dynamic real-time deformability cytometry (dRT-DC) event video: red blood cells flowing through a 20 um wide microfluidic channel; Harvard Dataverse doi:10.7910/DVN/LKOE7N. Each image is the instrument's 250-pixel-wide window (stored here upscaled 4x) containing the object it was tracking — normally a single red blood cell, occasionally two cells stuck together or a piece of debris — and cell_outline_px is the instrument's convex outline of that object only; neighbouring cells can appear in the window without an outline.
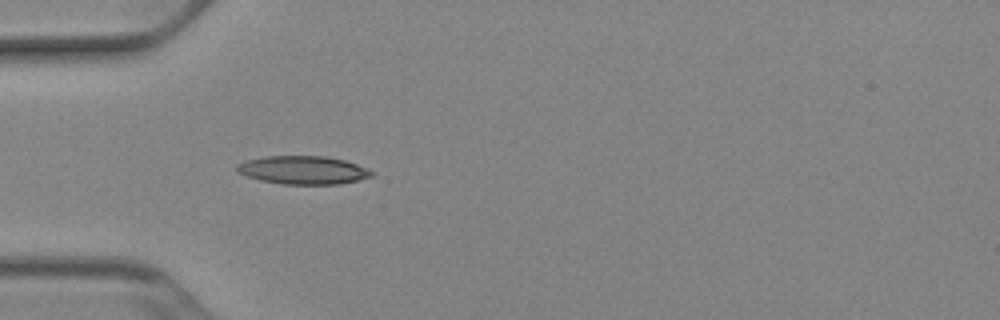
{"species": "Egyptian fruit bat (a non-hibernating species)", "species_latin": "Rousettus aegyptiacus", "temperature_condition": "cold", "stored_images_in_passage": 14, "camera_frame_rate_fps": 3000, "um_per_image_px": 0.085, "animal": {"sex": "female"}, "frame": {"image": 1, "passage_image": 5, "time_ms": 1.333, "image_size_px": [1000, 320], "cell_outline_px": [[376, 172], [372, 176], [340, 184], [280, 184], [260, 180], [236, 172], [236, 164], [244, 160], [264, 156], [324, 156], [344, 160], [356, 164]], "centroid_in_image_um": [25.72, 14.45], "position_along_channel_um": 59.3, "area_um2": 22.25}}
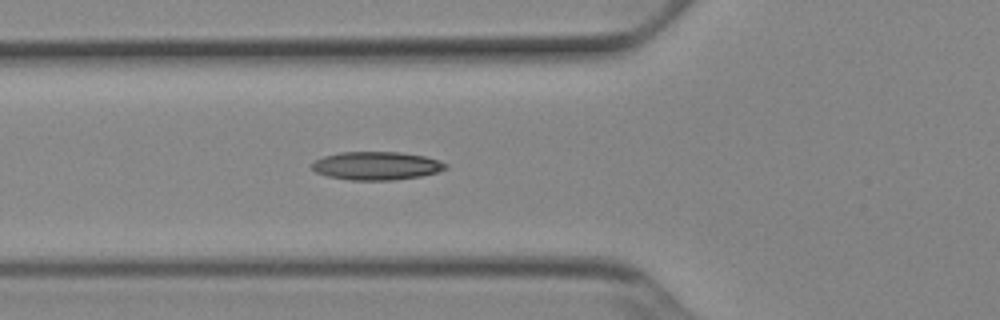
{"frame": {"image": 2, "passage_image": 8, "time_ms": 2.333, "image_size_px": [1000, 320], "cell_outline_px": [[448, 168], [436, 172], [420, 176], [392, 180], [348, 180], [328, 176], [316, 172], [312, 168], [312, 164], [316, 160], [324, 156], [340, 152], [400, 152], [424, 156], [448, 164]], "centroid_in_image_um": [31.99, 14.09], "position_along_channel_um": 93.8, "area_um2": 21.85}}